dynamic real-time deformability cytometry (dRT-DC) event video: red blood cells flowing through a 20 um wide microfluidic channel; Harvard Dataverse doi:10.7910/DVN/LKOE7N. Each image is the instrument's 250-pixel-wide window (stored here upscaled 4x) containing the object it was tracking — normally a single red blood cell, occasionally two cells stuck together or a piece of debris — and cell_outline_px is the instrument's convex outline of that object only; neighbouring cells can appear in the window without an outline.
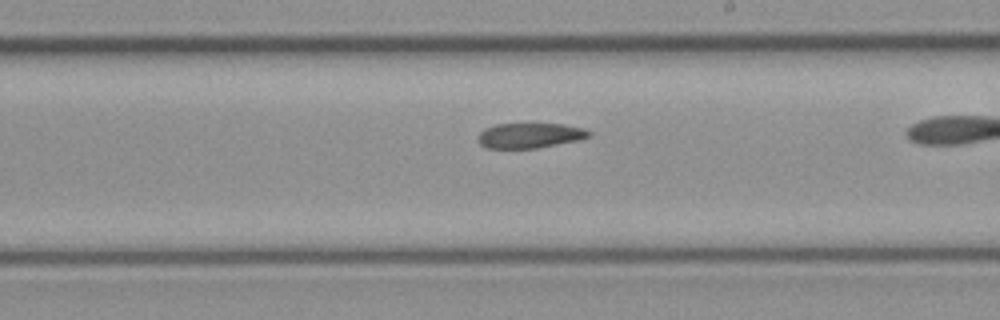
{"species": "common noctule bat (a hibernating species)", "species_latin": "Nyctalus noctula", "temperature_condition": "cold", "stored_images_in_passage": 21, "camera_frame_rate_fps": 3000, "um_per_image_px": 0.085, "animal": {"sex": "female", "body_mass_g": 21.9}, "frame": {"image": 1, "passage_image": 15, "time_ms": 4.667, "image_size_px": [1000, 320], "cell_outline_px": [[592, 136], [580, 140], [536, 148], [484, 148], [476, 140], [476, 136], [484, 128], [496, 124], [564, 124], [584, 128], [592, 132]], "centroid_in_image_um": [45.03, 11.52], "position_along_channel_um": 244.0, "area_um2": 16.47}}